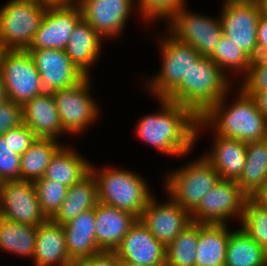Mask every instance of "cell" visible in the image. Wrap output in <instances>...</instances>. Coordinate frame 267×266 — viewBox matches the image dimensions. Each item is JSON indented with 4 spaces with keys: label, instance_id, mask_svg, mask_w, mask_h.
<instances>
[{
    "label": "cell",
    "instance_id": "obj_44",
    "mask_svg": "<svg viewBox=\"0 0 267 266\" xmlns=\"http://www.w3.org/2000/svg\"><path fill=\"white\" fill-rule=\"evenodd\" d=\"M35 3L45 7H68L77 4V0H33Z\"/></svg>",
    "mask_w": 267,
    "mask_h": 266
},
{
    "label": "cell",
    "instance_id": "obj_10",
    "mask_svg": "<svg viewBox=\"0 0 267 266\" xmlns=\"http://www.w3.org/2000/svg\"><path fill=\"white\" fill-rule=\"evenodd\" d=\"M248 198L236 181L220 179L191 213L192 222L227 224L232 218L241 221Z\"/></svg>",
    "mask_w": 267,
    "mask_h": 266
},
{
    "label": "cell",
    "instance_id": "obj_14",
    "mask_svg": "<svg viewBox=\"0 0 267 266\" xmlns=\"http://www.w3.org/2000/svg\"><path fill=\"white\" fill-rule=\"evenodd\" d=\"M40 74L43 92L52 93L77 85L86 76L62 49L27 50Z\"/></svg>",
    "mask_w": 267,
    "mask_h": 266
},
{
    "label": "cell",
    "instance_id": "obj_5",
    "mask_svg": "<svg viewBox=\"0 0 267 266\" xmlns=\"http://www.w3.org/2000/svg\"><path fill=\"white\" fill-rule=\"evenodd\" d=\"M185 165L167 173L164 188L168 196L191 214L221 178L203 156Z\"/></svg>",
    "mask_w": 267,
    "mask_h": 266
},
{
    "label": "cell",
    "instance_id": "obj_40",
    "mask_svg": "<svg viewBox=\"0 0 267 266\" xmlns=\"http://www.w3.org/2000/svg\"><path fill=\"white\" fill-rule=\"evenodd\" d=\"M22 124V105L12 100L0 103V136Z\"/></svg>",
    "mask_w": 267,
    "mask_h": 266
},
{
    "label": "cell",
    "instance_id": "obj_12",
    "mask_svg": "<svg viewBox=\"0 0 267 266\" xmlns=\"http://www.w3.org/2000/svg\"><path fill=\"white\" fill-rule=\"evenodd\" d=\"M220 19L223 35L252 59L258 57L257 27L261 16L257 0H223Z\"/></svg>",
    "mask_w": 267,
    "mask_h": 266
},
{
    "label": "cell",
    "instance_id": "obj_48",
    "mask_svg": "<svg viewBox=\"0 0 267 266\" xmlns=\"http://www.w3.org/2000/svg\"><path fill=\"white\" fill-rule=\"evenodd\" d=\"M119 266H147V265H139V264H134L131 262L119 260Z\"/></svg>",
    "mask_w": 267,
    "mask_h": 266
},
{
    "label": "cell",
    "instance_id": "obj_27",
    "mask_svg": "<svg viewBox=\"0 0 267 266\" xmlns=\"http://www.w3.org/2000/svg\"><path fill=\"white\" fill-rule=\"evenodd\" d=\"M74 148L63 145L55 154L42 178L71 187L90 171V162Z\"/></svg>",
    "mask_w": 267,
    "mask_h": 266
},
{
    "label": "cell",
    "instance_id": "obj_29",
    "mask_svg": "<svg viewBox=\"0 0 267 266\" xmlns=\"http://www.w3.org/2000/svg\"><path fill=\"white\" fill-rule=\"evenodd\" d=\"M37 226L21 224L0 216V250L33 260Z\"/></svg>",
    "mask_w": 267,
    "mask_h": 266
},
{
    "label": "cell",
    "instance_id": "obj_45",
    "mask_svg": "<svg viewBox=\"0 0 267 266\" xmlns=\"http://www.w3.org/2000/svg\"><path fill=\"white\" fill-rule=\"evenodd\" d=\"M251 198L259 206L267 209V183L264 184Z\"/></svg>",
    "mask_w": 267,
    "mask_h": 266
},
{
    "label": "cell",
    "instance_id": "obj_19",
    "mask_svg": "<svg viewBox=\"0 0 267 266\" xmlns=\"http://www.w3.org/2000/svg\"><path fill=\"white\" fill-rule=\"evenodd\" d=\"M94 212L95 235L99 249L115 252L138 218L127 211L101 202L97 203Z\"/></svg>",
    "mask_w": 267,
    "mask_h": 266
},
{
    "label": "cell",
    "instance_id": "obj_33",
    "mask_svg": "<svg viewBox=\"0 0 267 266\" xmlns=\"http://www.w3.org/2000/svg\"><path fill=\"white\" fill-rule=\"evenodd\" d=\"M209 58L213 60L226 75L227 71H229V73L236 72V75L246 76L252 63V58L225 35L221 37L213 54Z\"/></svg>",
    "mask_w": 267,
    "mask_h": 266
},
{
    "label": "cell",
    "instance_id": "obj_24",
    "mask_svg": "<svg viewBox=\"0 0 267 266\" xmlns=\"http://www.w3.org/2000/svg\"><path fill=\"white\" fill-rule=\"evenodd\" d=\"M214 136L212 150L203 153V157L215 168L221 179L237 181L245 165L246 143L216 134Z\"/></svg>",
    "mask_w": 267,
    "mask_h": 266
},
{
    "label": "cell",
    "instance_id": "obj_4",
    "mask_svg": "<svg viewBox=\"0 0 267 266\" xmlns=\"http://www.w3.org/2000/svg\"><path fill=\"white\" fill-rule=\"evenodd\" d=\"M96 168L90 171L97 183L98 201L127 211L140 219L149 200L154 196L144 178L131 170L114 167Z\"/></svg>",
    "mask_w": 267,
    "mask_h": 266
},
{
    "label": "cell",
    "instance_id": "obj_37",
    "mask_svg": "<svg viewBox=\"0 0 267 266\" xmlns=\"http://www.w3.org/2000/svg\"><path fill=\"white\" fill-rule=\"evenodd\" d=\"M239 85L244 91L267 90V56L252 59L247 75Z\"/></svg>",
    "mask_w": 267,
    "mask_h": 266
},
{
    "label": "cell",
    "instance_id": "obj_1",
    "mask_svg": "<svg viewBox=\"0 0 267 266\" xmlns=\"http://www.w3.org/2000/svg\"><path fill=\"white\" fill-rule=\"evenodd\" d=\"M159 100V112L145 115L136 126V134L143 142L166 155H188L197 142L199 117L188 107L166 98Z\"/></svg>",
    "mask_w": 267,
    "mask_h": 266
},
{
    "label": "cell",
    "instance_id": "obj_38",
    "mask_svg": "<svg viewBox=\"0 0 267 266\" xmlns=\"http://www.w3.org/2000/svg\"><path fill=\"white\" fill-rule=\"evenodd\" d=\"M21 155L11 151L4 136H0V182L20 179Z\"/></svg>",
    "mask_w": 267,
    "mask_h": 266
},
{
    "label": "cell",
    "instance_id": "obj_2",
    "mask_svg": "<svg viewBox=\"0 0 267 266\" xmlns=\"http://www.w3.org/2000/svg\"><path fill=\"white\" fill-rule=\"evenodd\" d=\"M236 93V98L229 106L226 105L227 93L199 118L197 138L199 131L208 127L213 130L212 133L215 130L216 135L244 143L267 138V120L256 107L253 98L240 86Z\"/></svg>",
    "mask_w": 267,
    "mask_h": 266
},
{
    "label": "cell",
    "instance_id": "obj_7",
    "mask_svg": "<svg viewBox=\"0 0 267 266\" xmlns=\"http://www.w3.org/2000/svg\"><path fill=\"white\" fill-rule=\"evenodd\" d=\"M159 42L161 70L146 85L155 98H166L187 76L201 55L194 47L179 42L171 35L162 36Z\"/></svg>",
    "mask_w": 267,
    "mask_h": 266
},
{
    "label": "cell",
    "instance_id": "obj_3",
    "mask_svg": "<svg viewBox=\"0 0 267 266\" xmlns=\"http://www.w3.org/2000/svg\"><path fill=\"white\" fill-rule=\"evenodd\" d=\"M230 79L213 60L201 56L166 99L190 108L200 118L229 93Z\"/></svg>",
    "mask_w": 267,
    "mask_h": 266
},
{
    "label": "cell",
    "instance_id": "obj_23",
    "mask_svg": "<svg viewBox=\"0 0 267 266\" xmlns=\"http://www.w3.org/2000/svg\"><path fill=\"white\" fill-rule=\"evenodd\" d=\"M95 221L93 208L62 225L67 251L74 262L102 252L96 242Z\"/></svg>",
    "mask_w": 267,
    "mask_h": 266
},
{
    "label": "cell",
    "instance_id": "obj_35",
    "mask_svg": "<svg viewBox=\"0 0 267 266\" xmlns=\"http://www.w3.org/2000/svg\"><path fill=\"white\" fill-rule=\"evenodd\" d=\"M40 208L47 219H51L65 200L68 187L54 180L41 178L34 182Z\"/></svg>",
    "mask_w": 267,
    "mask_h": 266
},
{
    "label": "cell",
    "instance_id": "obj_30",
    "mask_svg": "<svg viewBox=\"0 0 267 266\" xmlns=\"http://www.w3.org/2000/svg\"><path fill=\"white\" fill-rule=\"evenodd\" d=\"M62 145L55 139L37 138L21 155L20 180L35 182L41 179Z\"/></svg>",
    "mask_w": 267,
    "mask_h": 266
},
{
    "label": "cell",
    "instance_id": "obj_18",
    "mask_svg": "<svg viewBox=\"0 0 267 266\" xmlns=\"http://www.w3.org/2000/svg\"><path fill=\"white\" fill-rule=\"evenodd\" d=\"M115 254L119 260L139 265L165 266L166 263V247L140 219L131 226Z\"/></svg>",
    "mask_w": 267,
    "mask_h": 266
},
{
    "label": "cell",
    "instance_id": "obj_15",
    "mask_svg": "<svg viewBox=\"0 0 267 266\" xmlns=\"http://www.w3.org/2000/svg\"><path fill=\"white\" fill-rule=\"evenodd\" d=\"M135 0H77L82 18L103 38H116L122 34ZM134 6V7H133Z\"/></svg>",
    "mask_w": 267,
    "mask_h": 266
},
{
    "label": "cell",
    "instance_id": "obj_21",
    "mask_svg": "<svg viewBox=\"0 0 267 266\" xmlns=\"http://www.w3.org/2000/svg\"><path fill=\"white\" fill-rule=\"evenodd\" d=\"M34 266H73L65 241L63 226L48 219L38 226Z\"/></svg>",
    "mask_w": 267,
    "mask_h": 266
},
{
    "label": "cell",
    "instance_id": "obj_39",
    "mask_svg": "<svg viewBox=\"0 0 267 266\" xmlns=\"http://www.w3.org/2000/svg\"><path fill=\"white\" fill-rule=\"evenodd\" d=\"M3 136L11 151L18 155H22L38 138L24 123L10 129Z\"/></svg>",
    "mask_w": 267,
    "mask_h": 266
},
{
    "label": "cell",
    "instance_id": "obj_22",
    "mask_svg": "<svg viewBox=\"0 0 267 266\" xmlns=\"http://www.w3.org/2000/svg\"><path fill=\"white\" fill-rule=\"evenodd\" d=\"M104 39L82 18L74 27L65 48L66 55L86 77L98 61ZM90 68V69H89Z\"/></svg>",
    "mask_w": 267,
    "mask_h": 266
},
{
    "label": "cell",
    "instance_id": "obj_36",
    "mask_svg": "<svg viewBox=\"0 0 267 266\" xmlns=\"http://www.w3.org/2000/svg\"><path fill=\"white\" fill-rule=\"evenodd\" d=\"M137 9L144 21H153L160 18L168 19L174 12L185 6V0H136ZM139 7V8H138Z\"/></svg>",
    "mask_w": 267,
    "mask_h": 266
},
{
    "label": "cell",
    "instance_id": "obj_11",
    "mask_svg": "<svg viewBox=\"0 0 267 266\" xmlns=\"http://www.w3.org/2000/svg\"><path fill=\"white\" fill-rule=\"evenodd\" d=\"M91 76L77 85L52 92L65 133L78 135L99 118V106L90 92Z\"/></svg>",
    "mask_w": 267,
    "mask_h": 266
},
{
    "label": "cell",
    "instance_id": "obj_28",
    "mask_svg": "<svg viewBox=\"0 0 267 266\" xmlns=\"http://www.w3.org/2000/svg\"><path fill=\"white\" fill-rule=\"evenodd\" d=\"M236 182L248 197L267 183V138L246 143L245 165Z\"/></svg>",
    "mask_w": 267,
    "mask_h": 266
},
{
    "label": "cell",
    "instance_id": "obj_41",
    "mask_svg": "<svg viewBox=\"0 0 267 266\" xmlns=\"http://www.w3.org/2000/svg\"><path fill=\"white\" fill-rule=\"evenodd\" d=\"M73 266H119L115 252L102 251L96 255L76 261Z\"/></svg>",
    "mask_w": 267,
    "mask_h": 266
},
{
    "label": "cell",
    "instance_id": "obj_32",
    "mask_svg": "<svg viewBox=\"0 0 267 266\" xmlns=\"http://www.w3.org/2000/svg\"><path fill=\"white\" fill-rule=\"evenodd\" d=\"M199 223L192 222L167 247L165 266H195Z\"/></svg>",
    "mask_w": 267,
    "mask_h": 266
},
{
    "label": "cell",
    "instance_id": "obj_17",
    "mask_svg": "<svg viewBox=\"0 0 267 266\" xmlns=\"http://www.w3.org/2000/svg\"><path fill=\"white\" fill-rule=\"evenodd\" d=\"M163 204H157L154 196L143 210L140 220L153 236L167 247L188 225L191 214L176 203L170 196Z\"/></svg>",
    "mask_w": 267,
    "mask_h": 266
},
{
    "label": "cell",
    "instance_id": "obj_42",
    "mask_svg": "<svg viewBox=\"0 0 267 266\" xmlns=\"http://www.w3.org/2000/svg\"><path fill=\"white\" fill-rule=\"evenodd\" d=\"M258 57L267 56V20L260 16L257 27Z\"/></svg>",
    "mask_w": 267,
    "mask_h": 266
},
{
    "label": "cell",
    "instance_id": "obj_34",
    "mask_svg": "<svg viewBox=\"0 0 267 266\" xmlns=\"http://www.w3.org/2000/svg\"><path fill=\"white\" fill-rule=\"evenodd\" d=\"M240 223V228L267 251V209L249 197Z\"/></svg>",
    "mask_w": 267,
    "mask_h": 266
},
{
    "label": "cell",
    "instance_id": "obj_9",
    "mask_svg": "<svg viewBox=\"0 0 267 266\" xmlns=\"http://www.w3.org/2000/svg\"><path fill=\"white\" fill-rule=\"evenodd\" d=\"M0 75L8 99L23 105L43 92L40 74L27 50L1 49Z\"/></svg>",
    "mask_w": 267,
    "mask_h": 266
},
{
    "label": "cell",
    "instance_id": "obj_31",
    "mask_svg": "<svg viewBox=\"0 0 267 266\" xmlns=\"http://www.w3.org/2000/svg\"><path fill=\"white\" fill-rule=\"evenodd\" d=\"M225 266H267V251L241 228L228 240Z\"/></svg>",
    "mask_w": 267,
    "mask_h": 266
},
{
    "label": "cell",
    "instance_id": "obj_16",
    "mask_svg": "<svg viewBox=\"0 0 267 266\" xmlns=\"http://www.w3.org/2000/svg\"><path fill=\"white\" fill-rule=\"evenodd\" d=\"M82 19L78 4L68 7H47L41 25L27 50H65L74 27Z\"/></svg>",
    "mask_w": 267,
    "mask_h": 266
},
{
    "label": "cell",
    "instance_id": "obj_25",
    "mask_svg": "<svg viewBox=\"0 0 267 266\" xmlns=\"http://www.w3.org/2000/svg\"><path fill=\"white\" fill-rule=\"evenodd\" d=\"M98 202L97 183L89 171L78 182L68 187L65 200L50 220L63 225L82 212L95 208Z\"/></svg>",
    "mask_w": 267,
    "mask_h": 266
},
{
    "label": "cell",
    "instance_id": "obj_8",
    "mask_svg": "<svg viewBox=\"0 0 267 266\" xmlns=\"http://www.w3.org/2000/svg\"><path fill=\"white\" fill-rule=\"evenodd\" d=\"M218 17L213 19L211 16L196 14L183 6L167 19V35L191 45L201 56L210 57L223 36L221 19Z\"/></svg>",
    "mask_w": 267,
    "mask_h": 266
},
{
    "label": "cell",
    "instance_id": "obj_46",
    "mask_svg": "<svg viewBox=\"0 0 267 266\" xmlns=\"http://www.w3.org/2000/svg\"><path fill=\"white\" fill-rule=\"evenodd\" d=\"M8 100L6 86L3 82L2 76L0 75V103Z\"/></svg>",
    "mask_w": 267,
    "mask_h": 266
},
{
    "label": "cell",
    "instance_id": "obj_26",
    "mask_svg": "<svg viewBox=\"0 0 267 266\" xmlns=\"http://www.w3.org/2000/svg\"><path fill=\"white\" fill-rule=\"evenodd\" d=\"M227 224L199 223L195 266H225L230 233Z\"/></svg>",
    "mask_w": 267,
    "mask_h": 266
},
{
    "label": "cell",
    "instance_id": "obj_13",
    "mask_svg": "<svg viewBox=\"0 0 267 266\" xmlns=\"http://www.w3.org/2000/svg\"><path fill=\"white\" fill-rule=\"evenodd\" d=\"M0 216L14 222L39 226L48 219L43 214L34 182H0Z\"/></svg>",
    "mask_w": 267,
    "mask_h": 266
},
{
    "label": "cell",
    "instance_id": "obj_20",
    "mask_svg": "<svg viewBox=\"0 0 267 266\" xmlns=\"http://www.w3.org/2000/svg\"><path fill=\"white\" fill-rule=\"evenodd\" d=\"M22 123L38 137L55 139L64 132L52 93H42L22 105Z\"/></svg>",
    "mask_w": 267,
    "mask_h": 266
},
{
    "label": "cell",
    "instance_id": "obj_6",
    "mask_svg": "<svg viewBox=\"0 0 267 266\" xmlns=\"http://www.w3.org/2000/svg\"><path fill=\"white\" fill-rule=\"evenodd\" d=\"M33 0H10L0 9V49L27 50L46 11Z\"/></svg>",
    "mask_w": 267,
    "mask_h": 266
},
{
    "label": "cell",
    "instance_id": "obj_47",
    "mask_svg": "<svg viewBox=\"0 0 267 266\" xmlns=\"http://www.w3.org/2000/svg\"><path fill=\"white\" fill-rule=\"evenodd\" d=\"M257 2L260 7L261 16L267 20V0H257Z\"/></svg>",
    "mask_w": 267,
    "mask_h": 266
},
{
    "label": "cell",
    "instance_id": "obj_43",
    "mask_svg": "<svg viewBox=\"0 0 267 266\" xmlns=\"http://www.w3.org/2000/svg\"><path fill=\"white\" fill-rule=\"evenodd\" d=\"M255 101L256 107L267 120V90L265 91H245Z\"/></svg>",
    "mask_w": 267,
    "mask_h": 266
}]
</instances>
